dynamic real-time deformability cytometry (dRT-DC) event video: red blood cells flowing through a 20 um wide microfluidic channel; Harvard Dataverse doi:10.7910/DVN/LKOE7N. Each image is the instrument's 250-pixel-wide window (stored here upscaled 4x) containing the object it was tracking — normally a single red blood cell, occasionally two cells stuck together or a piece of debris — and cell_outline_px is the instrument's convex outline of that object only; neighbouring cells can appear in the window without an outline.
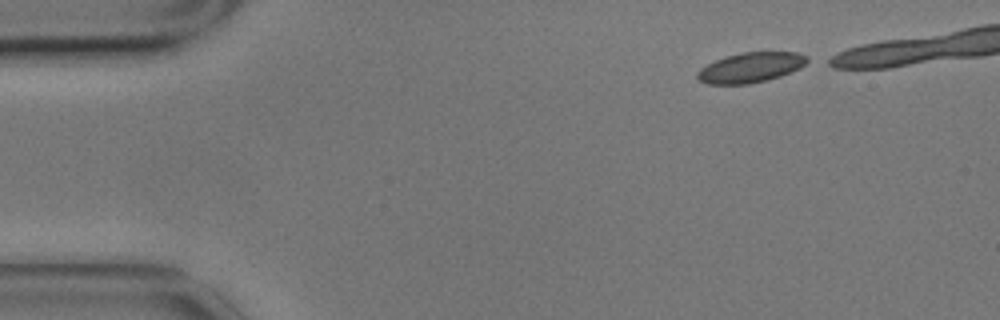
{"species": "common noctule bat (a hibernating species)", "species_latin": "Nyctalus noctula", "temperature_condition": "cold", "stored_images_in_passage": 11, "camera_frame_rate_fps": 3000, "um_per_image_px": 0.085, "animal": {"sex": "male", "body_mass_g": 17.9}, "frame": {"image": 1, "passage_image": 1, "time_ms": 0.0, "image_size_px": [1000, 320], "cell_outline_px": [[812, 60], [800, 68], [780, 76], [748, 84], [708, 84], [700, 80], [696, 76], [696, 72], [700, 68], [716, 60], [728, 56], [744, 52], [796, 52], [808, 56]], "centroid_in_image_um": [63.84, 5.73], "position_along_channel_um": 21.2, "area_um2": 19.13}}